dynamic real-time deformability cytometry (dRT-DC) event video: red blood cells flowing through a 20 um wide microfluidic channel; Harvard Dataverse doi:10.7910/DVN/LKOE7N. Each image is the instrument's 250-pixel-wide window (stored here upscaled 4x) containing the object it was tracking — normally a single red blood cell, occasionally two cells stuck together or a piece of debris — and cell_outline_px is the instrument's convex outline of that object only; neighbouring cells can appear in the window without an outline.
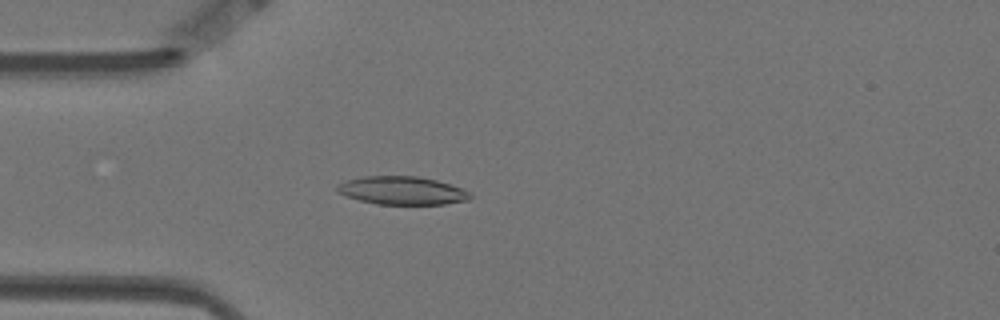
{"species": "Egyptian fruit bat (a non-hibernating species)", "species_latin": "Rousettus aegyptiacus", "temperature_condition": "warm", "stored_images_in_passage": 57, "camera_frame_rate_fps": 3000, "um_per_image_px": 0.085, "animal": {"sex": "female"}, "frame": {"image": 1, "passage_image": 15, "time_ms": 4.667, "image_size_px": [1000, 320], "cell_outline_px": [[472, 196], [468, 200], [444, 204], [376, 204], [360, 200], [336, 192], [336, 184], [348, 180], [364, 176], [416, 176], [436, 180], [460, 188], [468, 192]], "centroid_in_image_um": [34.14, 16.19], "position_along_channel_um": 50.9, "area_um2": 21.62}}
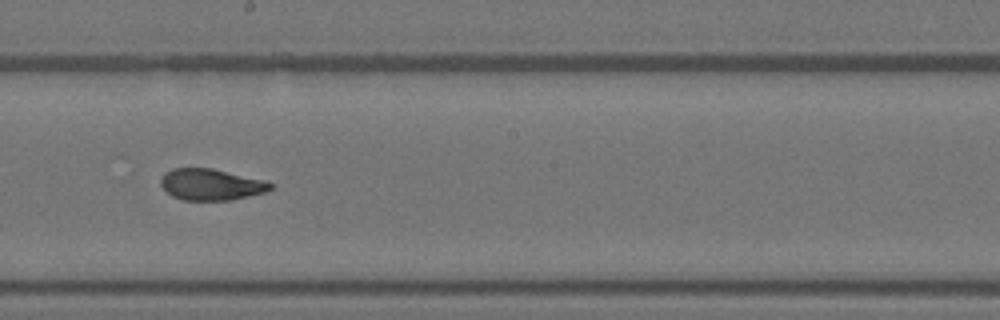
{"frame": {"image": 2, "passage_image": 31, "time_ms": 10.0, "image_size_px": [1000, 320], "cell_outline_px": [[276, 184], [272, 188], [264, 192], [232, 200], [184, 200], [172, 196], [160, 184], [160, 180], [164, 172], [172, 168], [212, 168], [264, 180]], "centroid_in_image_um": [17.94, 15.68], "position_along_channel_um": 230.3, "area_um2": 20.06}}
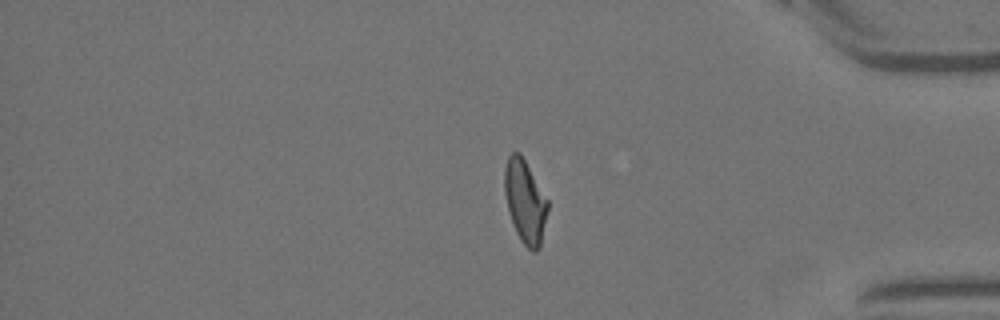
{"frame": {"image": 3, "passage_image": 47, "time_ms": 15.333, "image_size_px": [1000, 320], "cell_outline_px": [[548, 208], [540, 248], [536, 252], [532, 252], [520, 240], [516, 232], [508, 208], [504, 192], [504, 168], [508, 156], [512, 152], [520, 152], [548, 200]], "centroid_in_image_um": [44.63, 17.12], "position_along_channel_um": 390.6, "area_um2": 20.81}, "authors_computed_cell_mechanics": {"area_um2": 20.9236, "velocity_mm_per_s": 3.4977, "shape_relaxation_time_tau1_ms": 9.0444, "shape_relaxation_time_tau2_ms": 1.543, "deformation_change_tau1": 0.2438, "deformation_change_tau2": 0.0737}}